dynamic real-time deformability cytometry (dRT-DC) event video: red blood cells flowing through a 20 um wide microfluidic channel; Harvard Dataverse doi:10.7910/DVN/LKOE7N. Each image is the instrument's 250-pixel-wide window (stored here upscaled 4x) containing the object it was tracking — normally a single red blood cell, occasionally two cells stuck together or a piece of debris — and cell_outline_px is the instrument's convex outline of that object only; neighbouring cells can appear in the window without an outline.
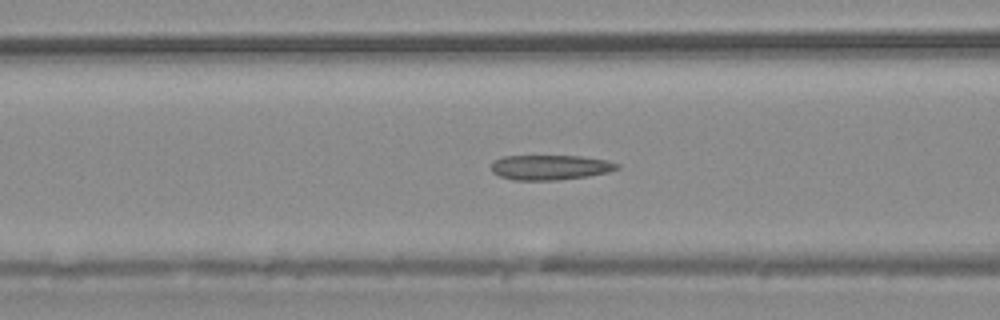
{"species": "common noctule bat (a hibernating species)", "species_latin": "Nyctalus noctula", "temperature_condition": "warm", "stored_images_in_passage": 53, "camera_frame_rate_fps": 3000, "um_per_image_px": 0.085, "animal": {"sex": "male", "body_mass_g": 20.4}, "frame": {"image": 1, "passage_image": 21, "time_ms": 6.667, "image_size_px": [1000, 320], "cell_outline_px": [[620, 168], [608, 172], [588, 176], [556, 180], [512, 180], [500, 176], [492, 172], [492, 160], [504, 156], [580, 156], [608, 160], [620, 164]], "centroid_in_image_um": [46.77, 14.22], "position_along_channel_um": 119.8, "area_um2": 18.38}}
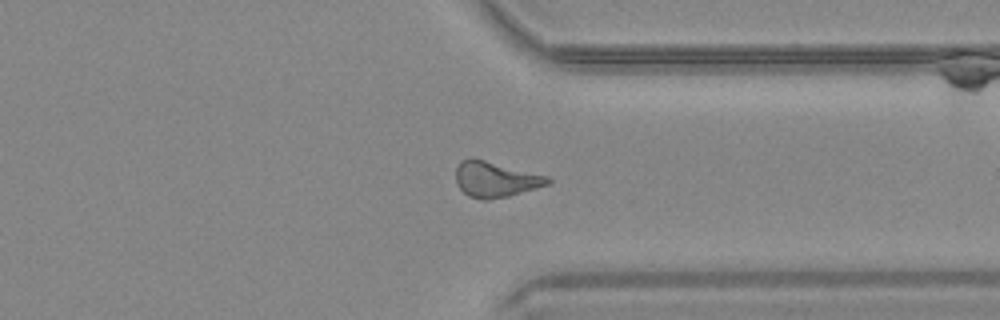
{"frame": {"image": 2, "passage_image": 41, "time_ms": 13.333, "image_size_px": [1000, 320], "cell_outline_px": [[552, 180], [548, 184], [536, 188], [508, 196], [488, 200], [480, 200], [468, 196], [456, 184], [456, 168], [460, 160], [468, 156], [472, 156], [548, 176]], "centroid_in_image_um": [42.07, 15.22], "position_along_channel_um": 369.3, "area_um2": 19.36}}
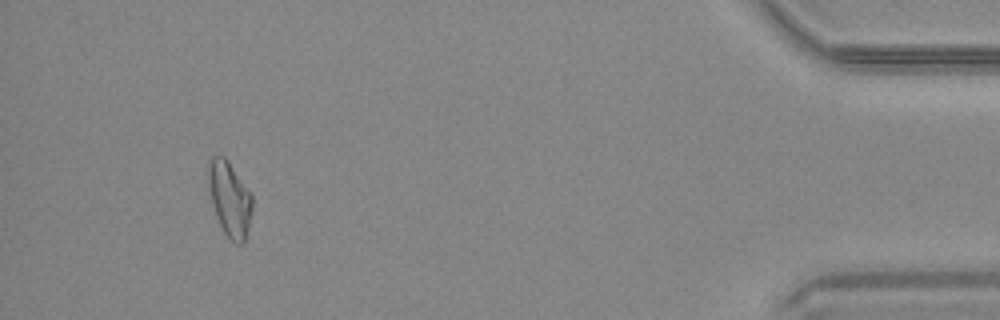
{"frame": {"image": 3, "passage_image": 50, "time_ms": 16.333, "image_size_px": [1000, 320], "cell_outline_px": [[252, 208], [248, 228], [244, 244], [236, 244], [224, 232], [216, 216], [212, 204], [208, 184], [208, 160], [212, 156], [224, 156], [228, 160], [252, 192]], "centroid_in_image_um": [19.53, 16.87], "position_along_channel_um": 415.7, "area_um2": 19.31}, "authors_computed_cell_mechanics": {"area_um2": 18.7272, "velocity_mm_per_s": 3.7519, "shape_relaxation_time_tau1_ms": null, "shape_relaxation_time_tau2_ms": 6.2188, "deformation_change_tau1": null, "deformation_change_tau2": 0.1647}}